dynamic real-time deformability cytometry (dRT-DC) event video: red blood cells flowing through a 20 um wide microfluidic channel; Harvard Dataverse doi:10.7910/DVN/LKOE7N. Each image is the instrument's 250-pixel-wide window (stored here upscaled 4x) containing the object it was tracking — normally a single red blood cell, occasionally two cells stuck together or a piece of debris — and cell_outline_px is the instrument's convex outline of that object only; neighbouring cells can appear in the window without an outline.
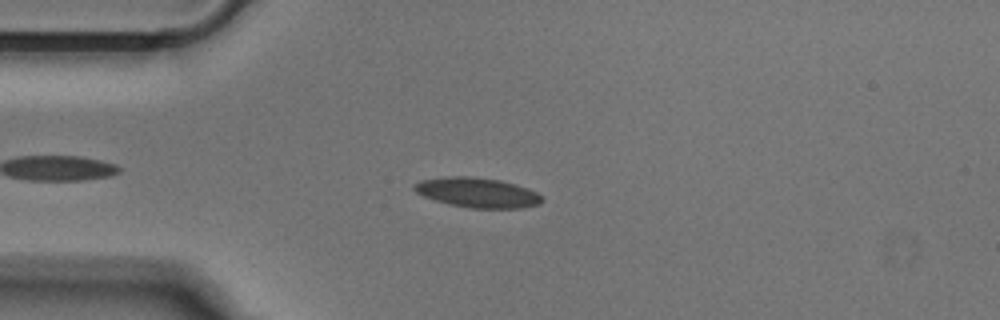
{"species": "Egyptian fruit bat (a non-hibernating species)", "species_latin": "Rousettus aegyptiacus", "temperature_condition": "cold", "stored_images_in_passage": 44, "camera_frame_rate_fps": 3000, "um_per_image_px": 0.085, "animal": {"sex": "male"}, "frame": {"image": 1, "passage_image": 8, "time_ms": 2.333, "image_size_px": [1000, 320], "cell_outline_px": [[544, 200], [540, 204], [520, 208], [468, 208], [448, 204], [424, 196], [416, 192], [412, 188], [420, 180], [444, 176], [468, 176], [500, 180], [528, 188], [544, 196]], "centroid_in_image_um": [40.6, 16.37], "position_along_channel_um": 44.4, "area_um2": 22.31}}
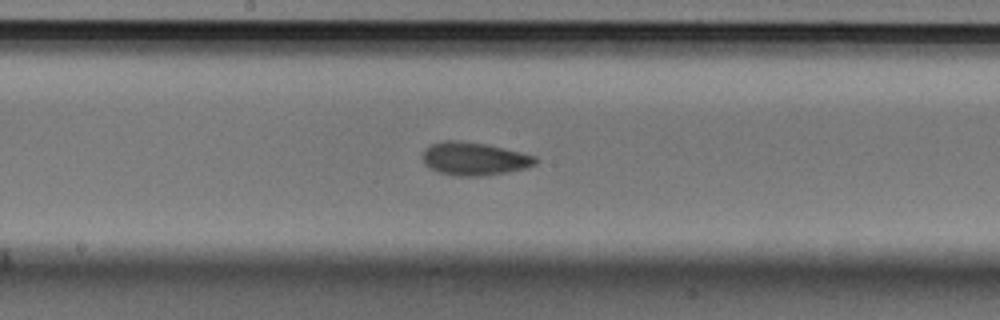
{"frame": {"image": 2, "passage_image": 22, "time_ms": 7.0, "image_size_px": [1000, 320], "cell_outline_px": [[540, 160], [536, 164], [524, 168], [508, 172], [480, 176], [456, 176], [436, 172], [428, 168], [424, 164], [424, 148], [428, 144], [444, 140], [456, 140], [484, 144], [520, 152], [536, 156]], "centroid_in_image_um": [40.28, 13.5], "position_along_channel_um": 207.9, "area_um2": 21.85}}
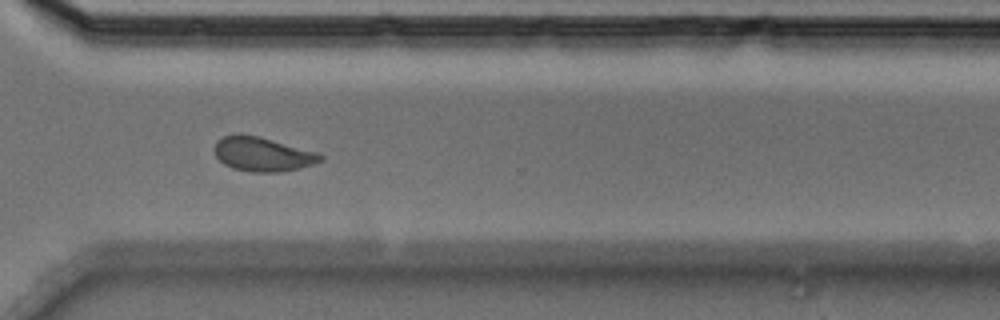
{"frame": {"image": 3, "passage_image": 33, "time_ms": 10.667, "image_size_px": [1000, 320], "cell_outline_px": [[324, 160], [300, 168], [276, 172], [248, 172], [232, 168], [224, 164], [216, 156], [216, 140], [224, 136], [240, 132], [320, 152], [324, 156]], "centroid_in_image_um": [22.34, 13.1], "position_along_channel_um": 348.3, "area_um2": 21.21}}